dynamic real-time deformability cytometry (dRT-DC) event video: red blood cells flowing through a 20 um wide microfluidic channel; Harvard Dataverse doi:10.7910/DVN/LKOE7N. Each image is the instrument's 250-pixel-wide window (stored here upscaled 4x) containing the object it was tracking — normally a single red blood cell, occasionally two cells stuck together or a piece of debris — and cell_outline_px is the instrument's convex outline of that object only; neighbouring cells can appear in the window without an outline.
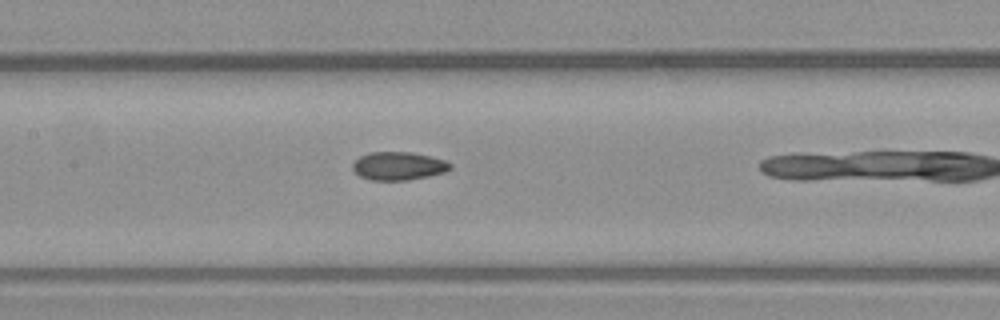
{"species": "common noctule bat (a hibernating species)", "species_latin": "Nyctalus noctula", "temperature_condition": "warm", "stored_images_in_passage": 9, "camera_frame_rate_fps": 3000, "um_per_image_px": 0.085, "animal": {"sex": "male", "body_mass_g": 23.1, "forearm_length_mm": 52.7}, "frame": {"image": 1, "passage_image": 8, "time_ms": 2.333, "image_size_px": [1000, 320], "cell_outline_px": [[452, 168], [444, 172], [428, 176], [408, 180], [372, 180], [360, 176], [352, 168], [352, 164], [360, 156], [368, 152], [412, 152], [444, 160], [452, 164]], "centroid_in_image_um": [33.86, 14.1], "position_along_channel_um": 173.5, "area_um2": 15.95}}